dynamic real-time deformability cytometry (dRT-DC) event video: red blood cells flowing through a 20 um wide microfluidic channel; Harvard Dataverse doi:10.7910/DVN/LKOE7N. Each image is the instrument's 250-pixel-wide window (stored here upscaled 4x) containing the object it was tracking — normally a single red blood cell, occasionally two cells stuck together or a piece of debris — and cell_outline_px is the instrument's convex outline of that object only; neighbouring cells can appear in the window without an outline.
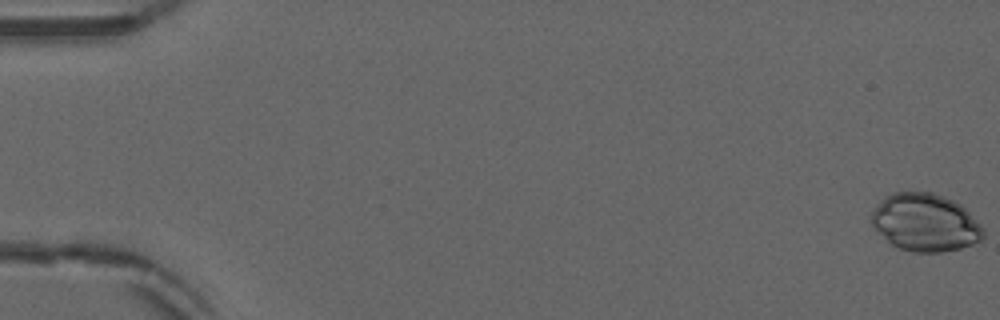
{"species": "common noctule bat (a hibernating species)", "species_latin": "Nyctalus noctula", "temperature_condition": "warm", "stored_images_in_passage": 54, "camera_frame_rate_fps": 3000, "um_per_image_px": 0.085, "animal": {"sex": "male", "forearm_length_mm": 52.5}, "frame": {"image": 1, "passage_image": 1, "time_ms": 0.0, "image_size_px": [1000, 320], "cell_outline_px": [[984, 236], [980, 240], [972, 244], [960, 248], [940, 252], [912, 252], [888, 244], [872, 224], [872, 212], [884, 196], [892, 192], [932, 192], [952, 200], [960, 204], [984, 228]], "centroid_in_image_um": [78.63, 18.92], "position_along_channel_um": 6.4, "area_um2": 37.51}}
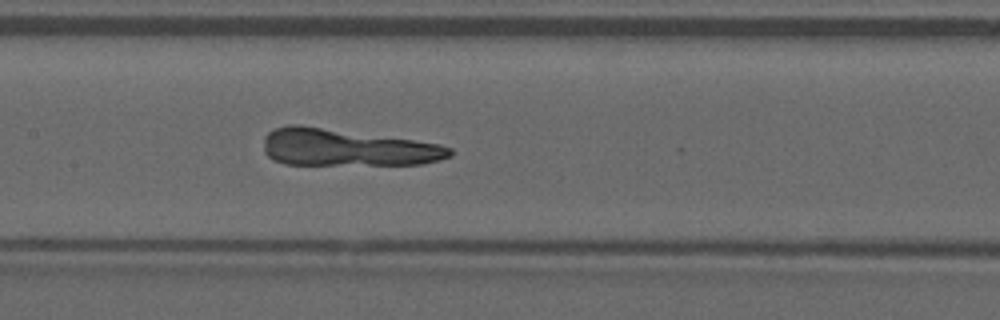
{"frame": {"image": 2, "passage_image": 27, "time_ms": 8.667, "image_size_px": [1000, 320], "cell_outline_px": [[452, 156], [440, 160], [424, 164], [284, 164], [272, 160], [264, 152], [264, 136], [268, 132], [276, 128], [288, 124], [300, 124], [440, 144], [452, 148]], "centroid_in_image_um": [29.45, 12.54], "position_along_channel_um": 178.0, "area_um2": 40.11}}
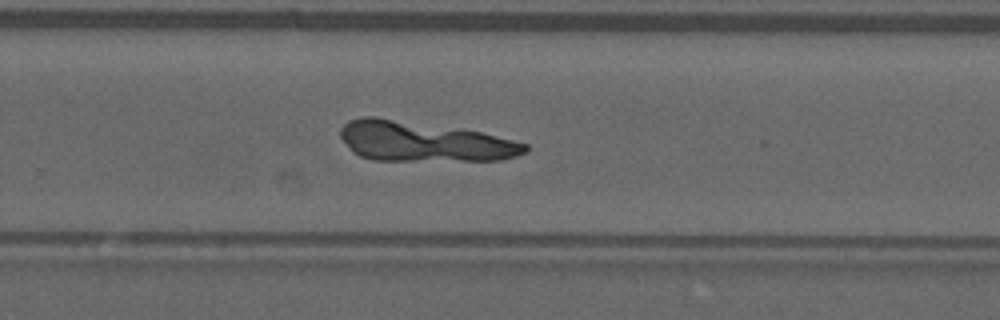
{"frame": {"image": 3, "passage_image": 36, "time_ms": 11.667, "image_size_px": [1000, 320], "cell_outline_px": [[528, 152], [516, 156], [500, 160], [372, 160], [360, 156], [352, 152], [340, 136], [340, 128], [348, 120], [360, 116], [376, 116], [480, 132], [528, 144]], "centroid_in_image_um": [35.97, 12.03], "position_along_channel_um": 293.8, "area_um2": 42.83}}